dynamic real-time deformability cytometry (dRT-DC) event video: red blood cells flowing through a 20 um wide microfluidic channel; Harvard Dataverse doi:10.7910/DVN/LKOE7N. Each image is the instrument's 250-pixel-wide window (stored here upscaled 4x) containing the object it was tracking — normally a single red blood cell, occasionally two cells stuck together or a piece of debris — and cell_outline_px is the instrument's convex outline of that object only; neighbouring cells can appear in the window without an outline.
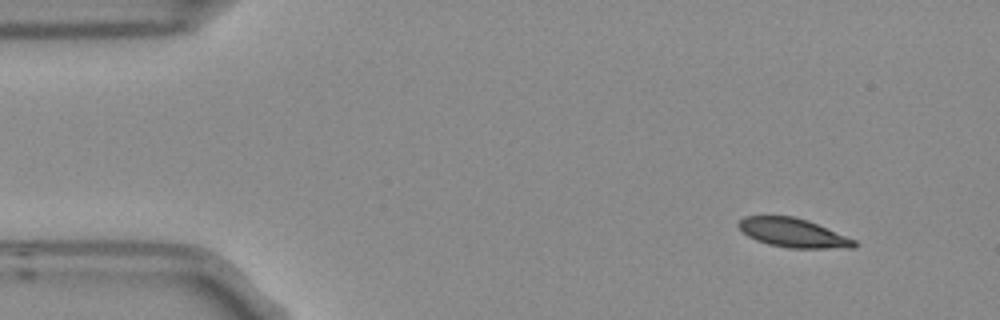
{"species": "Egyptian fruit bat (a non-hibernating species)", "species_latin": "Rousettus aegyptiacus", "temperature_condition": "room temperature", "stored_images_in_passage": 9, "camera_frame_rate_fps": 3000, "um_per_image_px": 0.085, "frame": {"image": 1, "passage_image": 1, "time_ms": 0.0, "image_size_px": [1000, 320], "cell_outline_px": [[860, 244], [856, 248], [788, 248], [768, 244], [756, 240], [748, 236], [736, 224], [744, 216], [792, 216], [808, 220], [856, 240]], "centroid_in_image_um": [67.45, 19.8], "position_along_channel_um": 17.6, "area_um2": 19.59}}
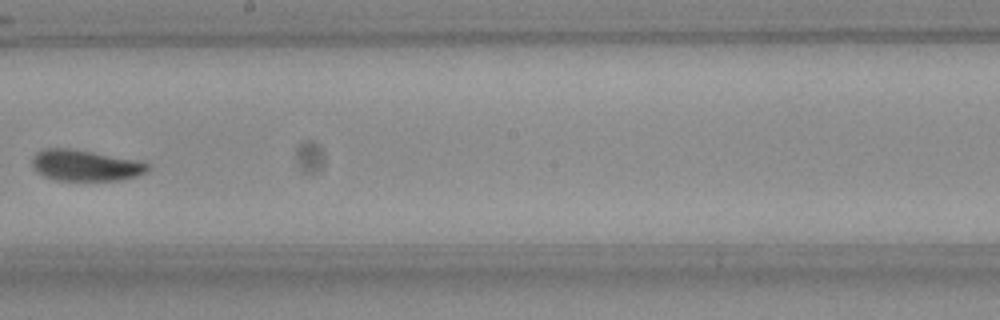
{"frame": {"image": 2, "passage_image": 8, "time_ms": 2.333, "image_size_px": [1000, 320], "cell_outline_px": [[152, 168], [148, 172], [136, 176], [120, 180], [56, 180], [44, 176], [32, 168], [32, 156], [36, 152], [44, 148], [68, 148], [144, 160]], "centroid_in_image_um": [7.3, 14.05], "position_along_channel_um": 240.9, "area_um2": 21.33}}
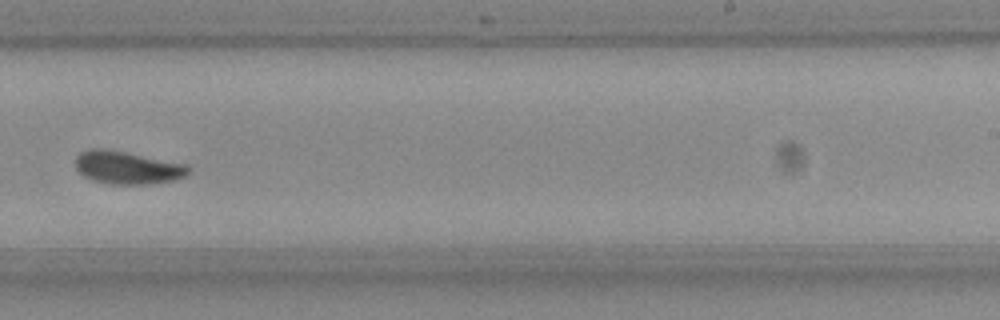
{"frame": {"image": 3, "passage_image": 9, "time_ms": 2.667, "image_size_px": [1000, 320], "cell_outline_px": [[188, 172], [184, 176], [172, 180], [152, 184], [112, 184], [92, 180], [84, 176], [76, 168], [76, 156], [80, 152], [92, 148], [100, 148], [124, 152], [188, 164]], "centroid_in_image_um": [10.8, 14.25], "position_along_channel_um": 278.2, "area_um2": 21.39}}